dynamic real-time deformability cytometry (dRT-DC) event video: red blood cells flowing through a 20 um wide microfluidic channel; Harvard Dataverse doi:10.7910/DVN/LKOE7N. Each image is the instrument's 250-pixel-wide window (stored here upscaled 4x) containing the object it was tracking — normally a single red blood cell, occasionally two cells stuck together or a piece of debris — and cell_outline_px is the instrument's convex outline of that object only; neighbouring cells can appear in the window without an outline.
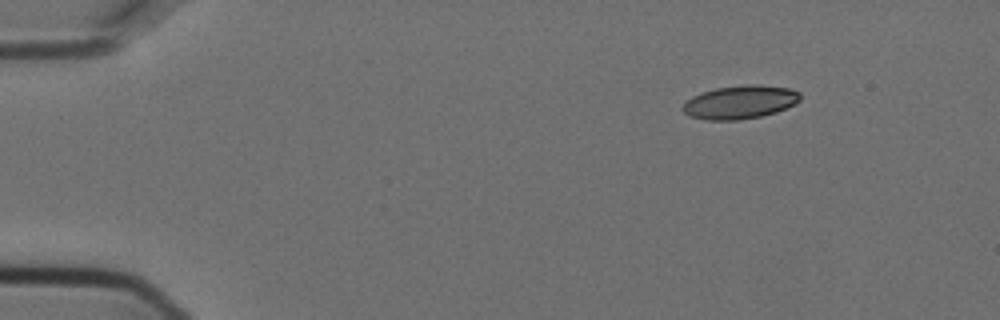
{"species": "Egyptian fruit bat (a non-hibernating species)", "species_latin": "Rousettus aegyptiacus", "temperature_condition": "cold", "stored_images_in_passage": 5, "camera_frame_rate_fps": 3000, "um_per_image_px": 0.085, "animal": {"sex": "female"}, "frame": {"image": 1, "passage_image": 1, "time_ms": 0.0, "image_size_px": [1000, 320], "cell_outline_px": [[800, 100], [796, 104], [776, 112], [760, 116], [736, 120], [704, 120], [688, 116], [680, 108], [684, 100], [700, 92], [716, 88], [744, 84], [760, 84], [792, 88], [800, 92]], "centroid_in_image_um": [62.87, 8.67], "position_along_channel_um": 22.1, "area_um2": 23.35}}
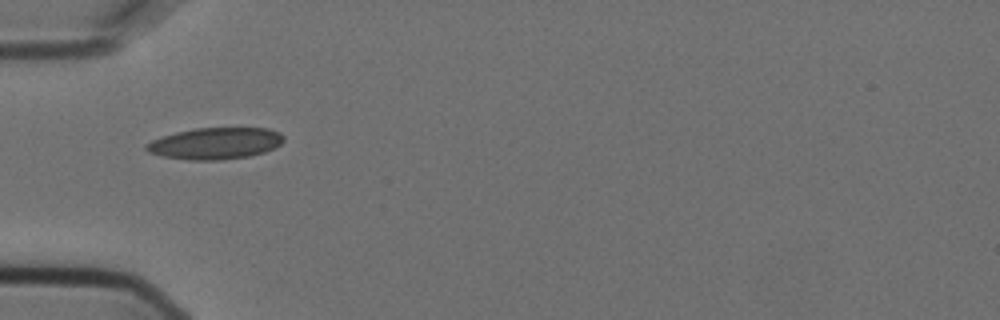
{"frame": {"image": 2, "passage_image": 4, "time_ms": 1.0, "image_size_px": [1000, 320], "cell_outline_px": [[284, 140], [276, 148], [264, 152], [248, 156], [216, 160], [188, 160], [160, 156], [148, 152], [144, 148], [144, 144], [152, 140], [176, 132], [196, 128], [268, 128], [280, 132], [284, 136]], "centroid_in_image_um": [18.29, 12.19], "position_along_channel_um": 66.7, "area_um2": 25.37}}
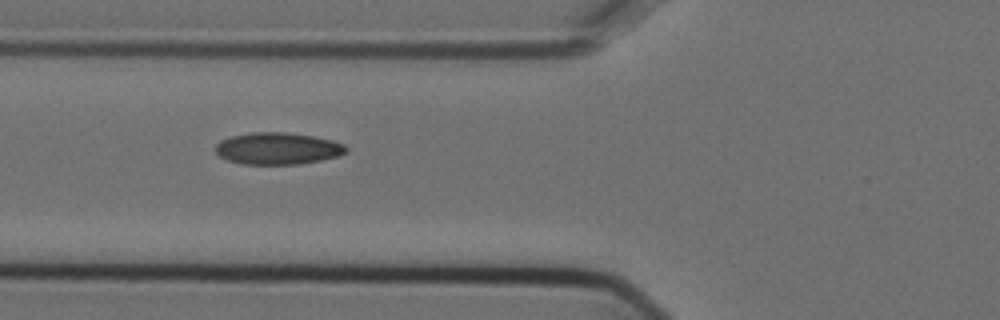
{"frame": {"image": 3, "passage_image": 5, "time_ms": 1.333, "image_size_px": [1000, 320], "cell_outline_px": [[348, 148], [344, 152], [336, 156], [320, 160], [300, 164], [240, 164], [228, 160], [220, 156], [216, 152], [216, 144], [220, 140], [232, 136], [252, 132], [288, 132], [312, 136], [332, 140], [344, 144]], "centroid_in_image_um": [23.58, 12.62], "position_along_channel_um": 102.2, "area_um2": 24.16}}